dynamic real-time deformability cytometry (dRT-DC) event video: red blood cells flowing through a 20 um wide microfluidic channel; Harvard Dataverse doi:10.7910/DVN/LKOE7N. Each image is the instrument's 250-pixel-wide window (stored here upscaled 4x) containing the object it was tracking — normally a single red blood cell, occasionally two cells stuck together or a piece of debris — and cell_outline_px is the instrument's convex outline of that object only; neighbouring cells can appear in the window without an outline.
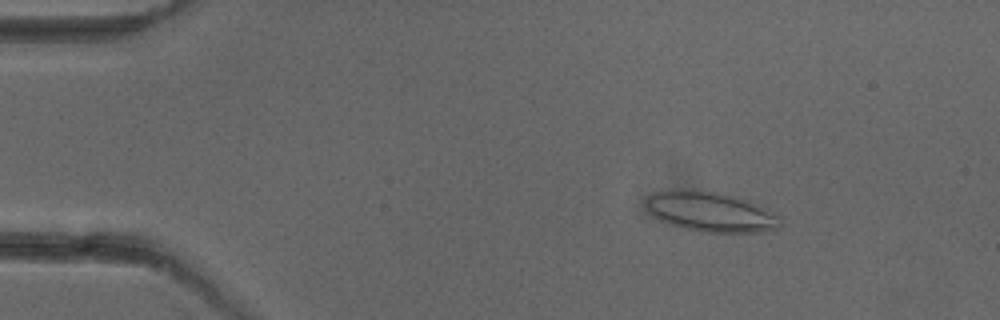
{"species": "common noctule bat (a hibernating species)", "species_latin": "Nyctalus noctula", "temperature_condition": "cold", "stored_images_in_passage": 3, "camera_frame_rate_fps": 3000, "um_per_image_px": 0.085, "animal": {"sex": "female"}, "frame": {"image": 1, "passage_image": 1, "time_ms": 0.0, "image_size_px": [1000, 320], "cell_outline_px": [[780, 228], [764, 232], [700, 232], [684, 228], [660, 220], [652, 216], [644, 204], [648, 196], [656, 192], [668, 188], [680, 188], [712, 192], [736, 196], [748, 200], [780, 216]], "centroid_in_image_um": [60.37, 17.99], "position_along_channel_um": 24.6, "area_um2": 31.44}}